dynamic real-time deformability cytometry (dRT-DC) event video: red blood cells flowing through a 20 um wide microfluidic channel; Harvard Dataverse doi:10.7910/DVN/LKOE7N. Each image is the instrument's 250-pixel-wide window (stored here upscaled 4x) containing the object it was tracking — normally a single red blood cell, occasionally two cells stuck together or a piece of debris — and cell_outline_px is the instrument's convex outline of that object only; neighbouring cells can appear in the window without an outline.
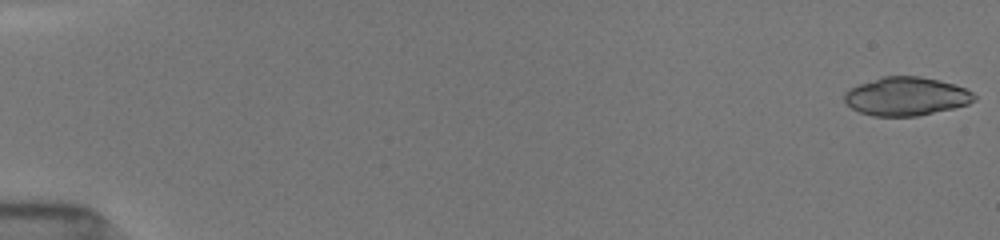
{"species": "common noctule bat (a hibernating species)", "species_latin": "Nyctalus noctula", "temperature_condition": "room temperature", "stored_images_in_passage": 7, "camera_frame_rate_fps": 3000, "um_per_image_px": 0.085, "animal": {"sex": "female", "body_mass_g": 19.5, "forearm_length_mm": 54.1}, "frame": {"image": 1, "passage_image": 1, "time_ms": 0.0, "image_size_px": [1000, 240], "cell_outline_px": [[976, 100], [968, 104], [952, 108], [916, 116], [872, 116], [860, 112], [852, 108], [844, 100], [844, 92], [848, 88], [880, 76], [920, 76], [940, 80], [964, 88], [972, 92], [976, 96]], "centroid_in_image_um": [77.0, 8.18], "position_along_channel_um": 8.0, "area_um2": 29.13}}
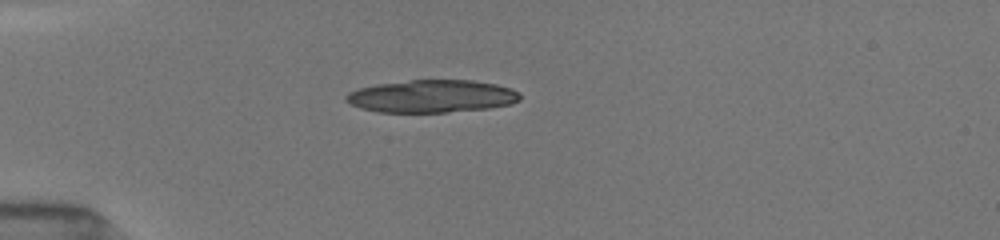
{"frame": {"image": 2, "passage_image": 6, "time_ms": 4.667, "image_size_px": [1000, 240], "cell_outline_px": [[520, 100], [512, 104], [488, 108], [444, 112], [376, 112], [360, 108], [344, 100], [344, 96], [348, 92], [360, 88], [376, 84], [412, 80], [472, 80], [496, 84], [512, 88], [520, 92]], "centroid_in_image_um": [36.71, 8.18], "position_along_channel_um": 48.3, "area_um2": 33.18}}